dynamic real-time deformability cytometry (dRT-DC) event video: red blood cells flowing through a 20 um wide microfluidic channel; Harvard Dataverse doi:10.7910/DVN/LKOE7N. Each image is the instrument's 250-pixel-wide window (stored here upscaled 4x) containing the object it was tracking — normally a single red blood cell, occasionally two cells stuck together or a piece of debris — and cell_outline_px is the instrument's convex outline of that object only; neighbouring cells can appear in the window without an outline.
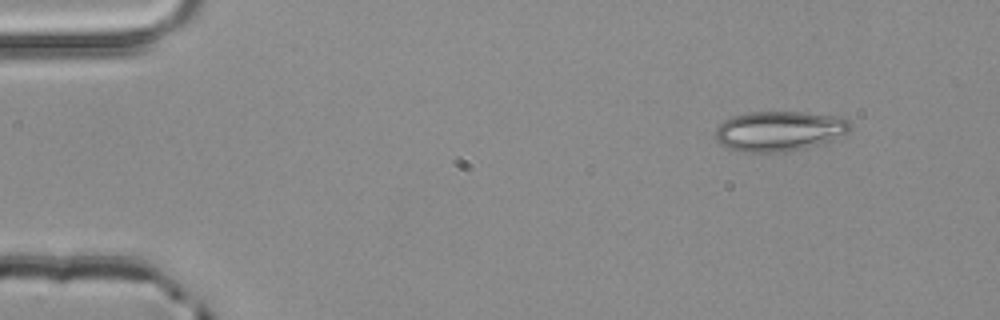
{"species": "common noctule bat (a hibernating species)", "species_latin": "Nyctalus noctula", "temperature_condition": "room temperature", "stored_images_in_passage": 4, "camera_frame_rate_fps": 3000, "um_per_image_px": 0.085, "animal": {"sex": "male", "body_mass_g": 20.4}, "frame": {"image": 1, "passage_image": 1, "time_ms": 0.0, "image_size_px": [1000, 320], "cell_outline_px": [[852, 128], [848, 132], [820, 144], [804, 148], [784, 152], [748, 152], [732, 148], [720, 144], [712, 136], [716, 128], [724, 120], [732, 116], [748, 112], [804, 112], [832, 116], [848, 120], [852, 124]], "centroid_in_image_um": [66.2, 11.13], "position_along_channel_um": 18.8, "area_um2": 31.33}}